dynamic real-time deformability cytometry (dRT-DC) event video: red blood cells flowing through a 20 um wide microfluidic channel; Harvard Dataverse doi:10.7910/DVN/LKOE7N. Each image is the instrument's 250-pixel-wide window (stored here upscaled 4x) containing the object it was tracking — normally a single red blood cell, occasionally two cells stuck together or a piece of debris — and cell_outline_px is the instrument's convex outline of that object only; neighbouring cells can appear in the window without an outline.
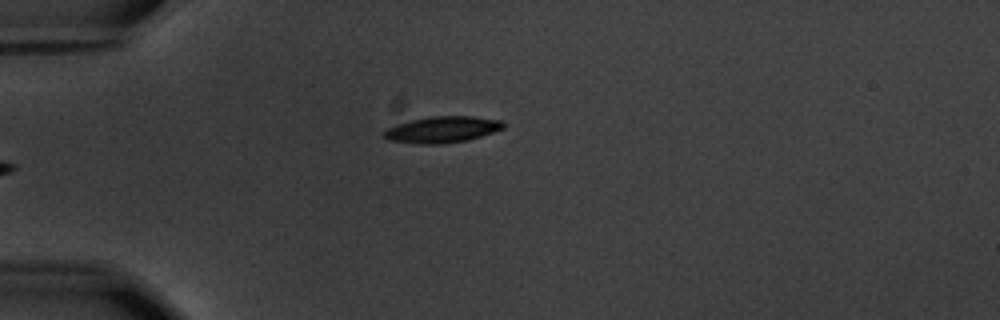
{"species": "common noctule bat (a hibernating species)", "species_latin": "Nyctalus noctula", "temperature_condition": "warm", "stored_images_in_passage": 5, "camera_frame_rate_fps": 3000, "um_per_image_px": 0.085, "animal": {"sex": "male", "body_mass_g": 20.1, "forearm_length_mm": 53.5}, "frame": {"image": 1, "passage_image": 5, "time_ms": 5.333, "image_size_px": [1000, 320], "cell_outline_px": [[504, 128], [468, 140], [440, 144], [420, 144], [388, 140], [384, 136], [384, 132], [388, 128], [396, 124], [412, 120], [432, 116], [472, 116], [504, 120]], "centroid_in_image_um": [37.61, 11.0], "position_along_channel_um": 47.4, "area_um2": 18.21}}